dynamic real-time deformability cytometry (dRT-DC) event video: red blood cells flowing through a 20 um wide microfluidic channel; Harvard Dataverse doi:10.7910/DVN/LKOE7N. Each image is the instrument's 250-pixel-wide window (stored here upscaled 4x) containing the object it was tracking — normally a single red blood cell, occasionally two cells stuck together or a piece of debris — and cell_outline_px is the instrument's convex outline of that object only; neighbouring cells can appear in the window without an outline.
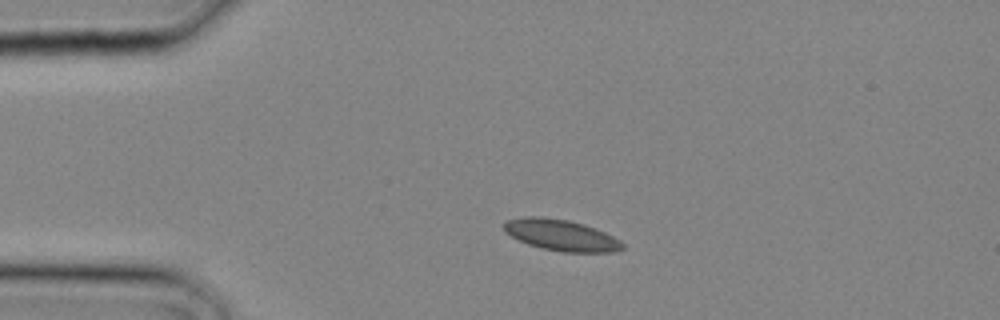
{"species": "common noctule bat (a hibernating species)", "species_latin": "Nyctalus noctula", "temperature_condition": "cold", "stored_images_in_passage": 3, "camera_frame_rate_fps": 3000, "um_per_image_px": 0.085, "animal": {"sex": "male", "body_mass_g": 20.4}, "frame": {"image": 1, "passage_image": 2, "time_ms": 0.333, "image_size_px": [1000, 320], "cell_outline_px": [[624, 248], [616, 252], [564, 252], [544, 248], [528, 244], [504, 232], [504, 224], [508, 220], [524, 216], [540, 216], [568, 220], [584, 224], [596, 228], [620, 240], [624, 244]], "centroid_in_image_um": [47.72, 19.98], "position_along_channel_um": 37.3, "area_um2": 21.44}}
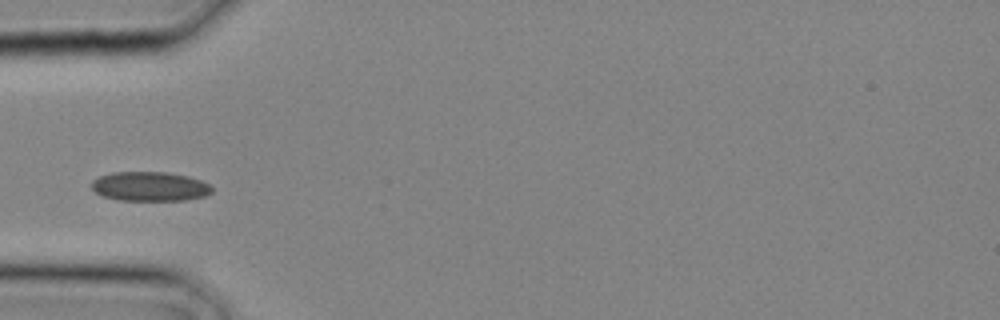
{"frame": {"image": 2, "passage_image": 3, "time_ms": 0.667, "image_size_px": [1000, 320], "cell_outline_px": [[212, 192], [204, 196], [184, 200], [120, 200], [104, 196], [96, 192], [92, 188], [92, 180], [100, 176], [112, 172], [168, 172], [188, 176], [200, 180], [208, 184], [212, 188]], "centroid_in_image_um": [12.74, 15.84], "position_along_channel_um": 72.3, "area_um2": 20.46}}